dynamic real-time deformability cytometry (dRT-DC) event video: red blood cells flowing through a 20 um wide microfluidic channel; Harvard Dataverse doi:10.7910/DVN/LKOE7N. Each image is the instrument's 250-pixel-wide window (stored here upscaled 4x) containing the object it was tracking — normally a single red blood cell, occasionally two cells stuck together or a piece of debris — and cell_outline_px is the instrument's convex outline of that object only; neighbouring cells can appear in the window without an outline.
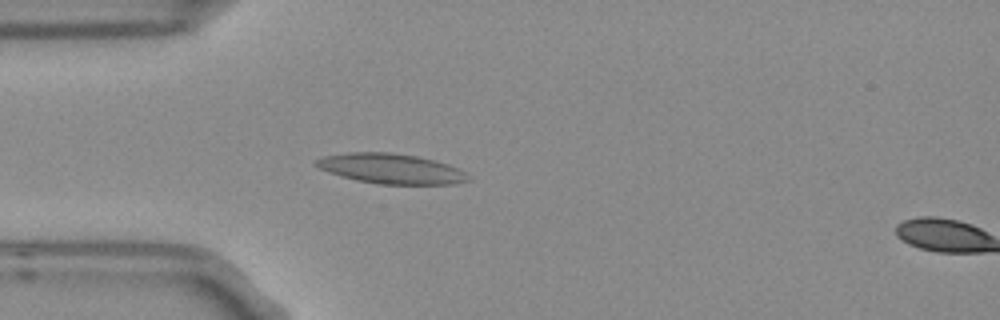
{"species": "Egyptian fruit bat (a non-hibernating species)", "species_latin": "Rousettus aegyptiacus", "temperature_condition": "room temperature", "stored_images_in_passage": 4, "segment_of_instrument_passage": [1, 2], "camera_frame_rate_fps": 3000, "um_per_image_px": 0.085, "frame": {"image": 1, "passage_image": 3, "time_ms": 0.667, "image_size_px": [1000, 320], "cell_outline_px": [[468, 180], [452, 184], [376, 184], [356, 180], [328, 172], [320, 168], [312, 160], [324, 156], [348, 152], [388, 152], [416, 156], [448, 164], [464, 172], [468, 176]], "centroid_in_image_um": [33.18, 14.33], "position_along_channel_um": 51.8, "area_um2": 26.36}}